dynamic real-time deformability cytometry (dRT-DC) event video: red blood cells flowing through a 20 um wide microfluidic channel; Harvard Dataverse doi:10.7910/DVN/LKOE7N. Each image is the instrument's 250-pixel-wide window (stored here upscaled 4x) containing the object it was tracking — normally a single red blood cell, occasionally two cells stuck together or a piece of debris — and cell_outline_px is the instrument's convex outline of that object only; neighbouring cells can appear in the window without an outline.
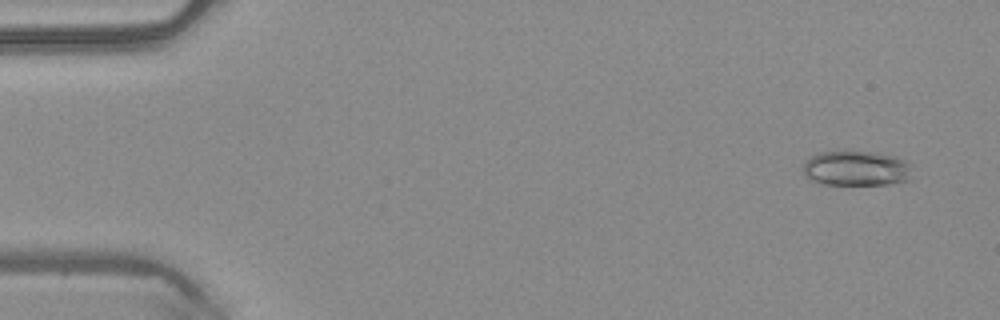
{"species": "common noctule bat (a hibernating species)", "species_latin": "Nyctalus noctula", "temperature_condition": "warm", "stored_images_in_passage": 50, "camera_frame_rate_fps": 3000, "um_per_image_px": 0.085, "animal": {"sex": "male", "body_mass_g": 20.4}, "frame": {"image": 1, "passage_image": 3, "time_ms": 0.667, "image_size_px": [1000, 320], "cell_outline_px": [[912, 180], [888, 184], [824, 184], [812, 180], [804, 176], [804, 164], [812, 156], [820, 152], [840, 148], [844, 148], [872, 152], [896, 156], [904, 160], [908, 164]], "centroid_in_image_um": [72.77, 14.27], "position_along_channel_um": 12.2, "area_um2": 22.77}}
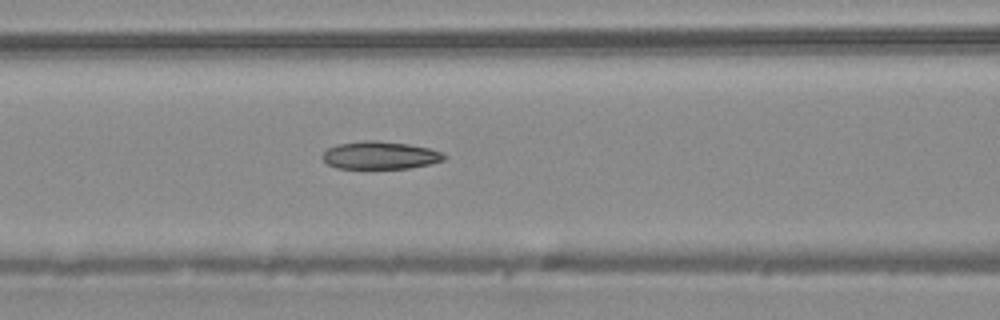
{"frame": {"image": 2, "passage_image": 21, "time_ms": 6.667, "image_size_px": [1000, 320], "cell_outline_px": [[448, 156], [444, 160], [432, 164], [408, 168], [336, 168], [328, 164], [320, 156], [328, 148], [336, 144], [364, 140], [380, 140], [408, 144], [428, 148], [444, 152]], "centroid_in_image_um": [32.33, 13.19], "position_along_channel_um": 134.3, "area_um2": 19.88}}
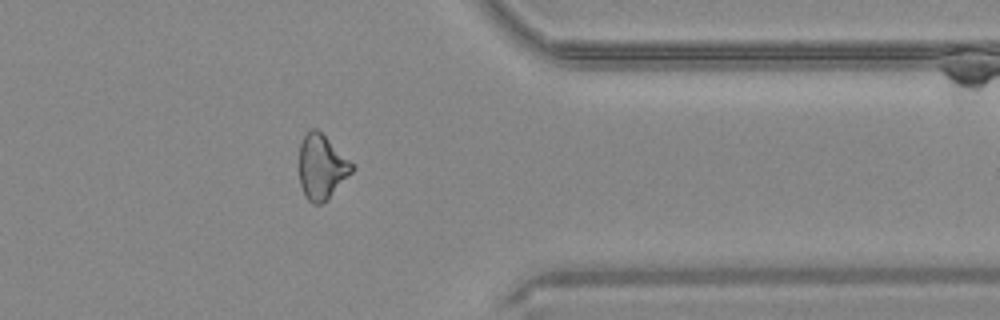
{"frame": {"image": 3, "passage_image": 40, "time_ms": 13.0, "image_size_px": [1000, 320], "cell_outline_px": [[356, 168], [328, 200], [320, 204], [312, 204], [304, 196], [300, 184], [300, 144], [304, 136], [312, 128], [316, 128], [356, 164]], "centroid_in_image_um": [27.38, 14.22], "position_along_channel_um": 384.0, "area_um2": 20.17}, "authors_computed_cell_mechanics": {"area_um2": 20.7502, "velocity_mm_per_s": 4.1126, "shape_relaxation_time_tau1_ms": null, "shape_relaxation_time_tau2_ms": 4.7899, "deformation_change_tau1": null, "deformation_change_tau2": 0.1463}}